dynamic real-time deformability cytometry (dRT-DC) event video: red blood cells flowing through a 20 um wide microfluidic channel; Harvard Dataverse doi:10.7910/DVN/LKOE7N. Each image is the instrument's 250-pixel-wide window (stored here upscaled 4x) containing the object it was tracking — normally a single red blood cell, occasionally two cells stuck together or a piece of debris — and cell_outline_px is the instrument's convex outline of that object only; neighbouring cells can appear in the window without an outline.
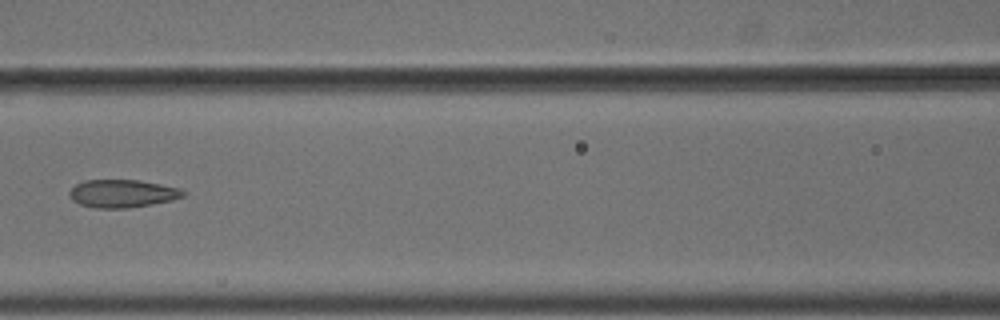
{"species": "common noctule bat (a hibernating species)", "species_latin": "Nyctalus noctula", "temperature_condition": "cold", "stored_images_in_passage": 8, "segment_of_instrument_passage": [1, 2], "camera_frame_rate_fps": 3000, "um_per_image_px": 0.085, "animal": {"sex": "male", "body_mass_g": 18.8}, "frame": {"image": 1, "passage_image": 5, "time_ms": 1.333, "image_size_px": [1000, 320], "cell_outline_px": [[184, 196], [172, 200], [152, 204], [128, 208], [96, 208], [80, 204], [72, 200], [68, 196], [68, 192], [76, 184], [84, 180], [140, 180], [180, 188], [184, 192]], "centroid_in_image_um": [10.37, 16.45], "position_along_channel_um": 156.2, "area_um2": 18.5}}
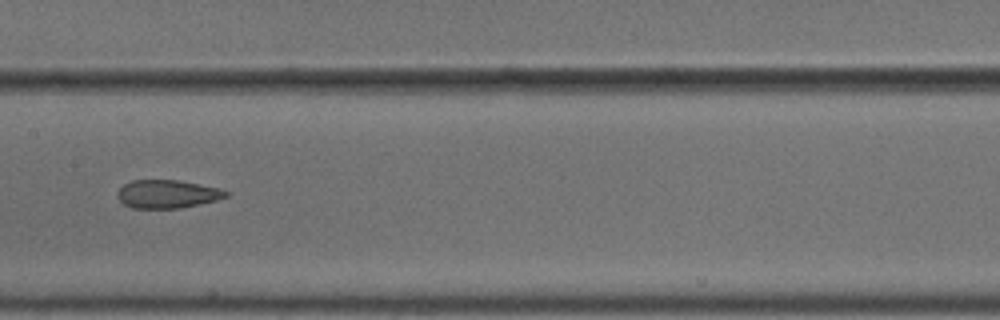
{"frame": {"image": 2, "passage_image": 6, "time_ms": 1.667, "image_size_px": [1000, 320], "cell_outline_px": [[228, 196], [216, 200], [200, 204], [180, 208], [132, 208], [124, 204], [116, 196], [116, 192], [124, 184], [132, 180], [180, 180], [220, 188], [228, 192]], "centroid_in_image_um": [14.21, 16.49], "position_along_channel_um": 193.2, "area_um2": 17.92}}
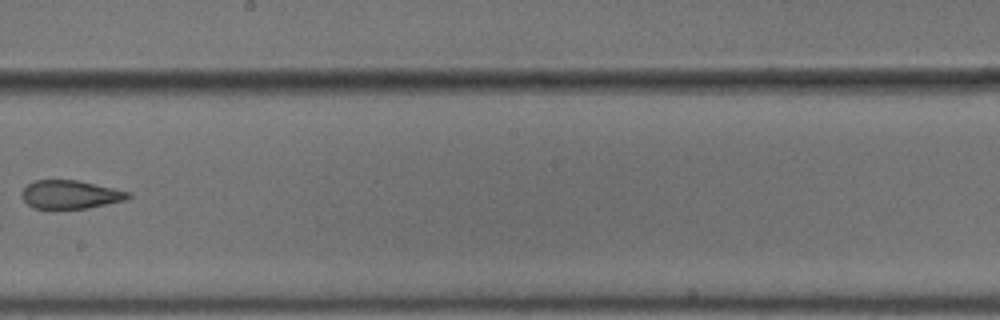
{"frame": {"image": 3, "passage_image": 7, "time_ms": 2.0, "image_size_px": [1000, 320], "cell_outline_px": [[132, 196], [128, 200], [88, 208], [32, 208], [20, 196], [24, 188], [28, 184], [36, 180], [76, 180], [132, 192]], "centroid_in_image_um": [6.02, 16.54], "position_along_channel_um": 242.2, "area_um2": 17.63}}